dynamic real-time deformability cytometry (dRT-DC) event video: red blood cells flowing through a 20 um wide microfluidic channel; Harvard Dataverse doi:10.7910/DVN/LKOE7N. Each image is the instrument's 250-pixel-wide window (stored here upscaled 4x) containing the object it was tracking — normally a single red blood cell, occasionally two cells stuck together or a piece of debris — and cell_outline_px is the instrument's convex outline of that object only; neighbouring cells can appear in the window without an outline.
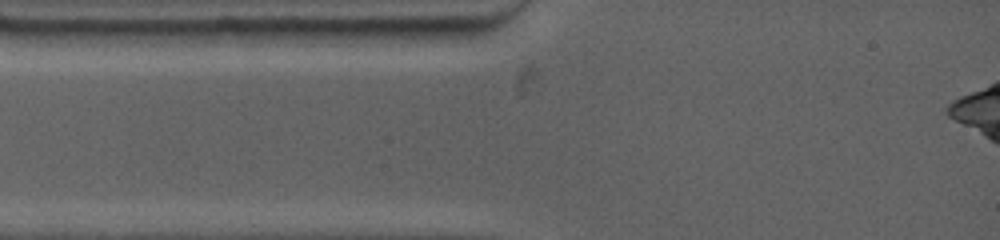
{"species": "common noctule bat (a hibernating species)", "species_latin": "Nyctalus noctula", "temperature_condition": "warm", "stored_images_in_passage": 4, "camera_frame_rate_fps": 4500, "um_per_image_px": 0.085, "animal": {"sex": "female", "body_mass_g": 19.0, "forearm_length_mm": 53.3}, "frame": {"image": 1, "passage_image": 1, "time_ms": 0.0, "image_size_px": [1000, 240], "cell_outline_px": [[316, 28], [308, 40], [304, 44], [204, 44], [212, 32], [220, 28]], "centroid_in_image_um": [22.12, 3.06], "position_along_channel_um": 62.9, "area_um2": 11.62}}